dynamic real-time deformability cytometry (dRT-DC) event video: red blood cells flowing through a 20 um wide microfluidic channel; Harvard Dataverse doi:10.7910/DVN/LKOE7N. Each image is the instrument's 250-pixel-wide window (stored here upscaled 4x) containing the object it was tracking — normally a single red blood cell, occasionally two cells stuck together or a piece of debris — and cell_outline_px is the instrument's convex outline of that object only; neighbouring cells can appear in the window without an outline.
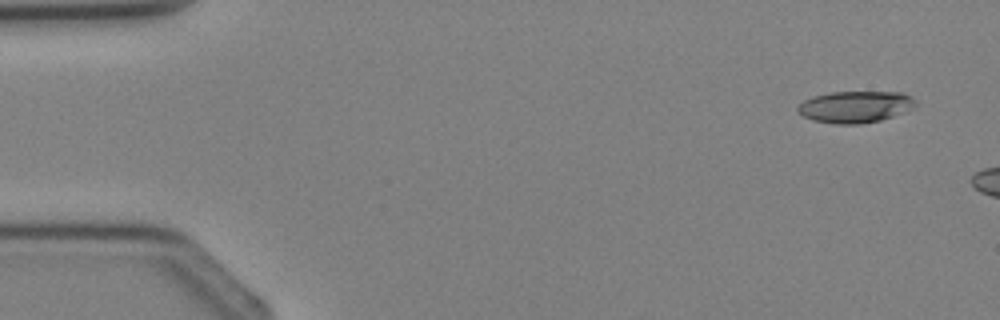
{"species": "Egyptian fruit bat (a non-hibernating species)", "species_latin": "Rousettus aegyptiacus", "temperature_condition": "cold", "stored_images_in_passage": 2, "camera_frame_rate_fps": 3000, "um_per_image_px": 0.085, "animal": {"sex": "female"}, "frame": {"image": 1, "passage_image": 1, "time_ms": 0.0, "image_size_px": [1000, 320], "cell_outline_px": [[916, 104], [912, 108], [904, 112], [880, 120], [860, 124], [836, 124], [812, 120], [804, 116], [796, 108], [804, 100], [812, 96], [832, 92], [904, 92], [912, 96], [916, 100]], "centroid_in_image_um": [72.72, 9.07], "position_along_channel_um": 12.3, "area_um2": 21.73}}